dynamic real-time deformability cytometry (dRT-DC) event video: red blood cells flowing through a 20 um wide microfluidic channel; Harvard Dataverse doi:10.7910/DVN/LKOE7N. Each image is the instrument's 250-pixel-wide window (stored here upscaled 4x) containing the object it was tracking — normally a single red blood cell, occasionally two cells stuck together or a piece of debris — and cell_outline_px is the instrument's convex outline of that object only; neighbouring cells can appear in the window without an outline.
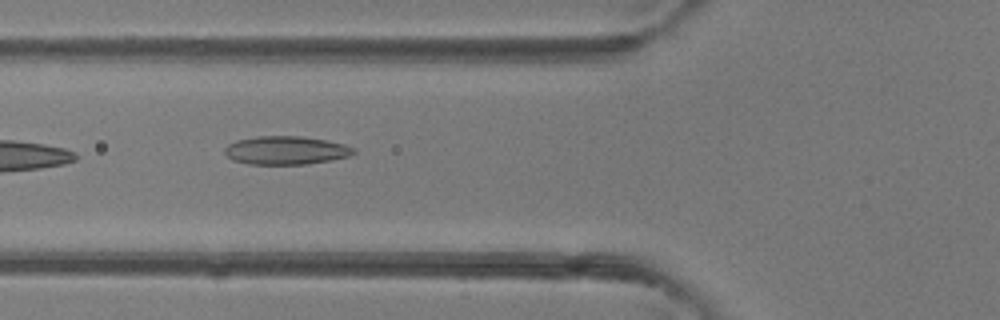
{"species": "common noctule bat (a hibernating species)", "species_latin": "Nyctalus noctula", "temperature_condition": "room temperature", "stored_images_in_passage": 5, "camera_frame_rate_fps": 3000, "um_per_image_px": 0.085, "animal": {"sex": "female"}, "frame": {"image": 1, "passage_image": 5, "time_ms": 4.667, "image_size_px": [1000, 320], "cell_outline_px": [[356, 152], [348, 156], [332, 160], [304, 164], [248, 164], [232, 160], [224, 152], [224, 148], [228, 144], [236, 140], [256, 136], [300, 136], [324, 140], [344, 144], [356, 148]], "centroid_in_image_um": [24.29, 12.78], "position_along_channel_um": 101.5, "area_um2": 21.33}}